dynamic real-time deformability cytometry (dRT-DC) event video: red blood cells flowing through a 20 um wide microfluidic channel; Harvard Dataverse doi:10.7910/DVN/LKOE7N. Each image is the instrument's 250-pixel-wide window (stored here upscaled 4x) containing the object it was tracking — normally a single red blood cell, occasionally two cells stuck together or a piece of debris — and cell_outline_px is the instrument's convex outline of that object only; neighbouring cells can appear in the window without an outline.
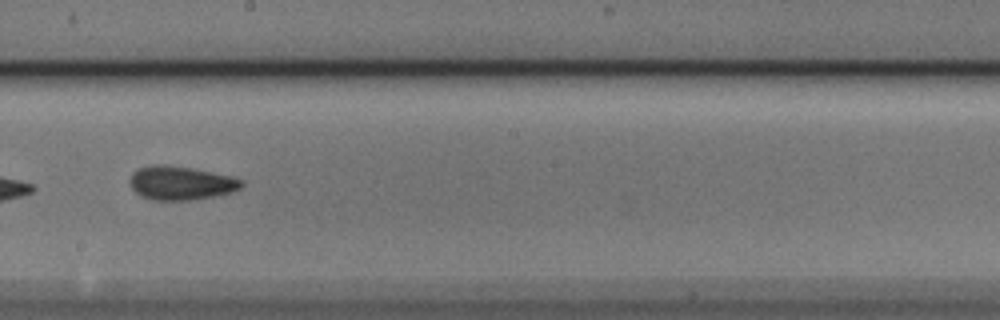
{"species": "Egyptian fruit bat (a non-hibernating species)", "species_latin": "Rousettus aegyptiacus", "temperature_condition": "cold", "stored_images_in_passage": 14, "camera_frame_rate_fps": 3000, "um_per_image_px": 0.085, "animal": {"sex": "male"}, "frame": {"image": 1, "passage_image": 8, "time_ms": 2.333, "image_size_px": [1000, 320], "cell_outline_px": [[244, 184], [240, 188], [232, 192], [220, 196], [192, 200], [152, 200], [140, 196], [132, 188], [128, 180], [140, 168], [156, 164], [192, 168], [232, 176], [244, 180]], "centroid_in_image_um": [15.43, 15.58], "position_along_channel_um": 232.8, "area_um2": 22.02}}
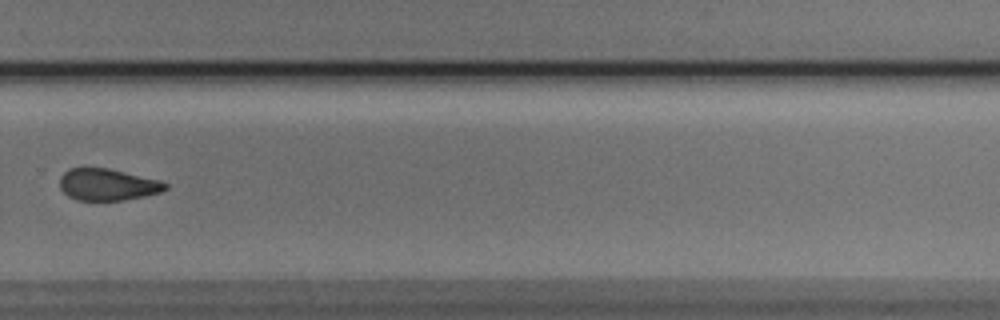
{"frame": {"image": 2, "passage_image": 10, "time_ms": 3.0, "image_size_px": [1000, 320], "cell_outline_px": [[168, 188], [160, 192], [144, 196], [124, 200], [76, 200], [68, 196], [60, 188], [60, 176], [68, 168], [84, 164], [108, 168], [160, 180], [168, 184]], "centroid_in_image_um": [9.08, 15.64], "position_along_channel_um": 320.7, "area_um2": 20.11}}
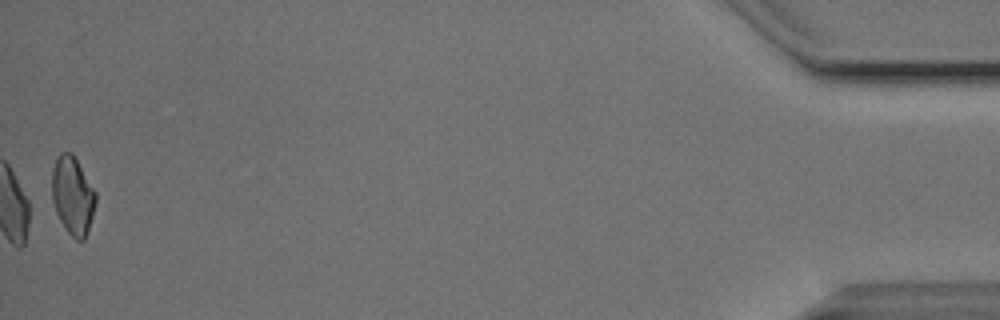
{"frame": {"image": 3, "passage_image": 14, "time_ms": 4.333, "image_size_px": [1000, 320], "cell_outline_px": [[96, 200], [92, 216], [84, 240], [76, 240], [64, 228], [56, 212], [52, 200], [52, 172], [56, 160], [60, 152], [72, 152], [96, 192]], "centroid_in_image_um": [6.17, 16.61], "position_along_channel_um": 429.0, "area_um2": 19.71}}